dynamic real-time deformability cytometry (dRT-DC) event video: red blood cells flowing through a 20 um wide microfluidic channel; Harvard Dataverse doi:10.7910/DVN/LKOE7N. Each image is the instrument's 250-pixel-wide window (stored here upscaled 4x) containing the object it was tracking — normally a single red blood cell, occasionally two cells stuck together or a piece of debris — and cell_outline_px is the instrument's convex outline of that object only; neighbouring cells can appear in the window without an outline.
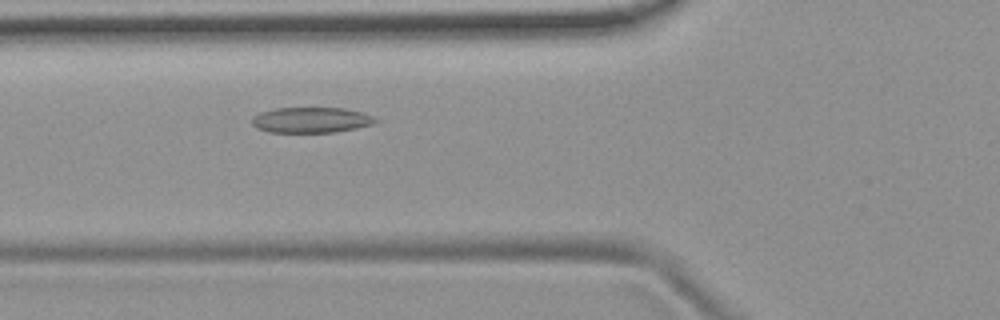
{"species": "common noctule bat (a hibernating species)", "species_latin": "Nyctalus noctula", "temperature_condition": "room temperature", "stored_images_in_passage": 3, "camera_frame_rate_fps": 3000, "um_per_image_px": 0.085, "animal": {"sex": "female", "body_mass_g": 19.9}, "frame": {"image": 1, "passage_image": 3, "time_ms": 2.333, "image_size_px": [1000, 320], "cell_outline_px": [[380, 120], [372, 124], [332, 132], [268, 132], [256, 128], [252, 124], [252, 116], [260, 112], [276, 108], [344, 108], [360, 112], [372, 116]], "centroid_in_image_um": [26.39, 10.19], "position_along_channel_um": 99.4, "area_um2": 18.21}}